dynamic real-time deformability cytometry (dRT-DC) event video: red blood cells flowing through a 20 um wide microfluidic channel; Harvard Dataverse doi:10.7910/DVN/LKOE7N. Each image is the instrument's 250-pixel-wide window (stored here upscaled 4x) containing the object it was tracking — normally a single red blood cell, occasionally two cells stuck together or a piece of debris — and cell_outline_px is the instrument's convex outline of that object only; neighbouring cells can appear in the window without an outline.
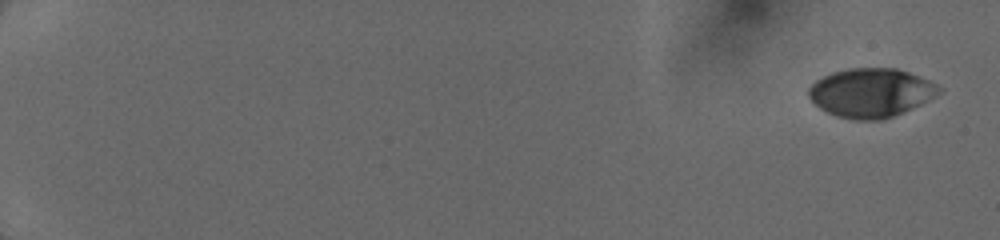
{"species": "human", "species_latin": "Homo sapiens", "temperature_condition": "cold", "stored_images_in_passage": 10, "camera_frame_rate_fps": 3000, "um_per_image_px": 0.085, "donor": {"sex": "female"}, "frame": {"image": 1, "passage_image": 1, "time_ms": 0.0, "image_size_px": [1000, 240], "cell_outline_px": [[944, 88], [936, 96], [904, 112], [880, 120], [856, 120], [836, 116], [820, 108], [808, 96], [808, 88], [816, 80], [832, 72], [848, 68], [896, 68], [908, 72], [928, 80]], "centroid_in_image_um": [74.03, 7.88], "position_along_channel_um": 11.0, "area_um2": 37.05}}
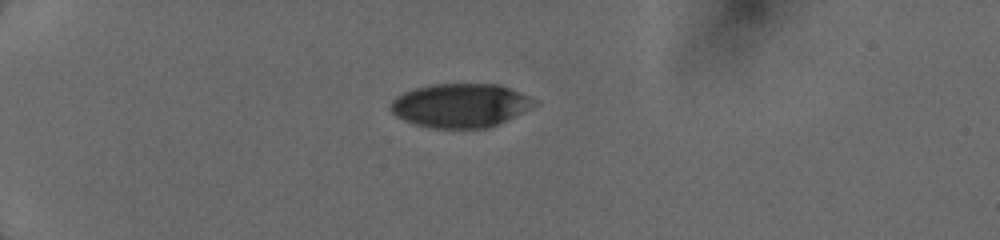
{"frame": {"image": 2, "passage_image": 7, "time_ms": 4.667, "image_size_px": [1000, 240], "cell_outline_px": [[540, 104], [500, 124], [488, 128], [428, 128], [404, 120], [396, 116], [388, 108], [388, 104], [396, 96], [404, 92], [416, 88], [432, 84], [500, 84], [540, 100]], "centroid_in_image_um": [39.18, 8.97], "position_along_channel_um": 45.8, "area_um2": 37.34}}